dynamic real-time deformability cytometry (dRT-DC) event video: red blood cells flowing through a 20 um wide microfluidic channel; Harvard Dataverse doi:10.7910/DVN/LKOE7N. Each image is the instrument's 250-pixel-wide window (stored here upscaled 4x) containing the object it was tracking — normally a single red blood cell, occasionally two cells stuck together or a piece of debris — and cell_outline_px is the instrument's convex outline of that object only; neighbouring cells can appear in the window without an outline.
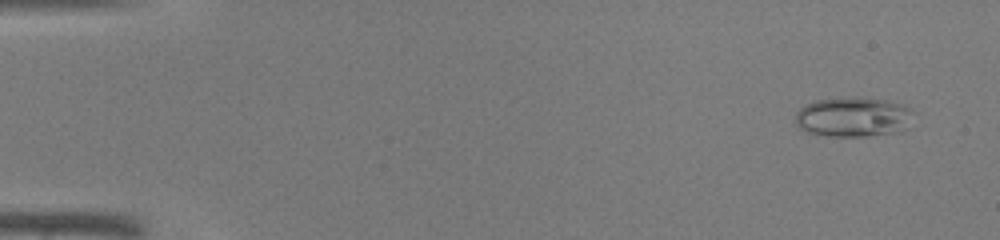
{"species": "common noctule bat (a hibernating species)", "species_latin": "Nyctalus noctula", "temperature_condition": "warm", "stored_images_in_passage": 45, "camera_frame_rate_fps": 3000, "um_per_image_px": 0.085, "animal": {"sex": "male", "body_mass_g": 19.0, "forearm_length_mm": 50.8}, "frame": {"image": 1, "passage_image": 3, "time_ms": 0.667, "image_size_px": [1000, 240], "cell_outline_px": [[916, 112], [904, 128], [900, 132], [864, 136], [828, 136], [808, 132], [800, 128], [796, 124], [796, 112], [804, 104], [816, 100], [852, 96], [856, 96], [884, 100], [904, 104], [912, 108]], "centroid_in_image_um": [72.54, 9.92], "position_along_channel_um": 12.5, "area_um2": 27.69}}
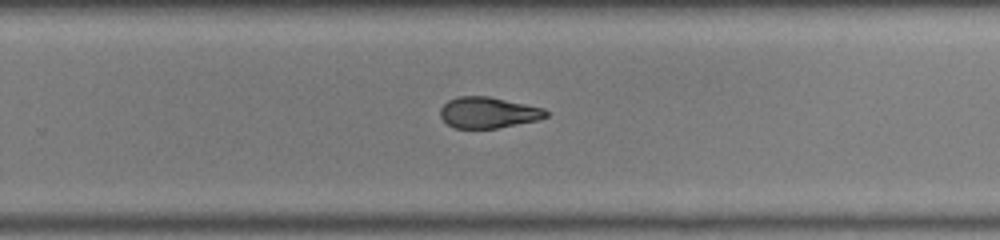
{"frame": {"image": 2, "passage_image": 30, "time_ms": 9.667, "image_size_px": [1000, 240], "cell_outline_px": [[548, 116], [540, 120], [496, 128], [456, 128], [448, 124], [440, 116], [440, 108], [448, 100], [456, 96], [488, 96], [544, 108], [548, 112]], "centroid_in_image_um": [41.5, 9.56], "position_along_channel_um": 288.3, "area_um2": 19.13}}
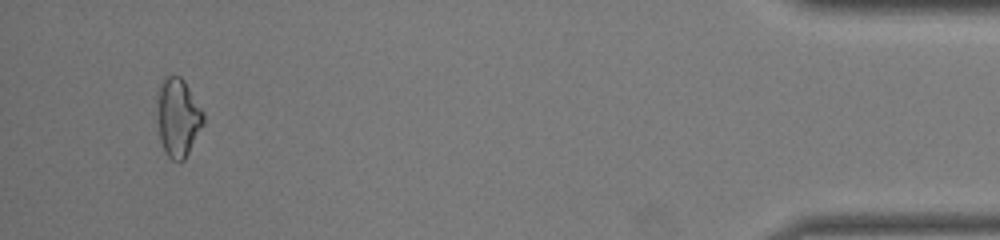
{"frame": {"image": 3, "passage_image": 43, "time_ms": 14.0, "image_size_px": [1000, 240], "cell_outline_px": [[204, 124], [184, 160], [172, 160], [168, 156], [160, 140], [156, 120], [156, 112], [160, 80], [164, 76], [180, 76], [184, 80], [204, 112]], "centroid_in_image_um": [15.11, 9.95], "position_along_channel_um": 420.1, "area_um2": 21.33}}